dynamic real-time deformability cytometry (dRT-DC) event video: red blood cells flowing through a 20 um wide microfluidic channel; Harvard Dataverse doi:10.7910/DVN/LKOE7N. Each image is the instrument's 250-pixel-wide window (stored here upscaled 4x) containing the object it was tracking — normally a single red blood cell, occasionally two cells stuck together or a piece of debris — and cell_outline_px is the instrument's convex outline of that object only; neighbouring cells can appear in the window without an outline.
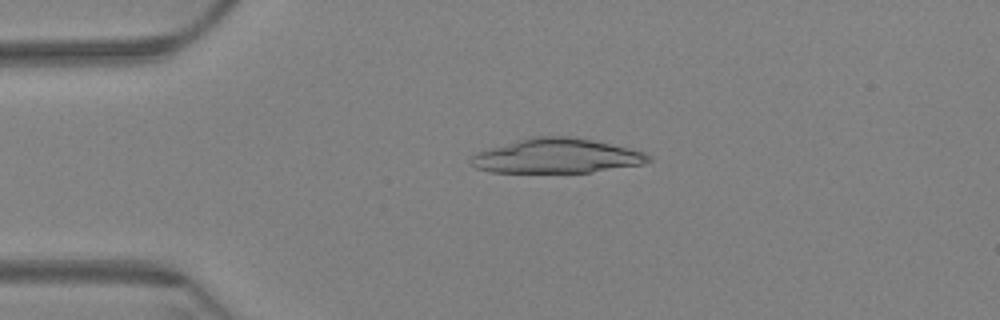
{"species": "Egyptian fruit bat (a non-hibernating species)", "species_latin": "Rousettus aegyptiacus", "temperature_condition": "warm", "stored_images_in_passage": 61, "camera_frame_rate_fps": 3000, "um_per_image_px": 0.085, "animal": {"sex": "female"}, "frame": {"image": 1, "passage_image": 14, "time_ms": 4.333, "image_size_px": [1000, 320], "cell_outline_px": [[652, 160], [644, 164], [592, 172], [492, 172], [476, 168], [468, 160], [472, 156], [480, 152], [492, 148], [532, 136], [572, 136], [592, 140], [628, 148], [644, 152], [652, 156]], "centroid_in_image_um": [47.37, 13.26], "position_along_channel_um": 37.6, "area_um2": 35.43}}
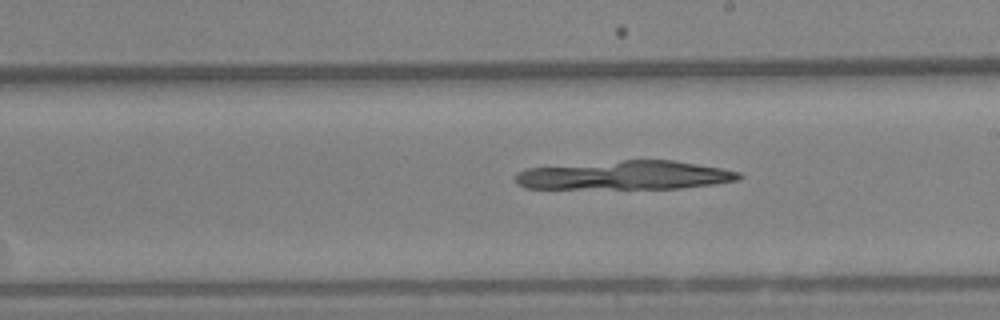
{"frame": {"image": 2, "passage_image": 35, "time_ms": 11.333, "image_size_px": [1000, 320], "cell_outline_px": [[744, 176], [740, 180], [712, 184], [680, 188], [524, 188], [516, 180], [516, 176], [520, 172], [528, 168], [624, 160], [672, 160], [720, 168], [740, 172]], "centroid_in_image_um": [53.2, 14.9], "position_along_channel_um": 235.8, "area_um2": 36.93}}
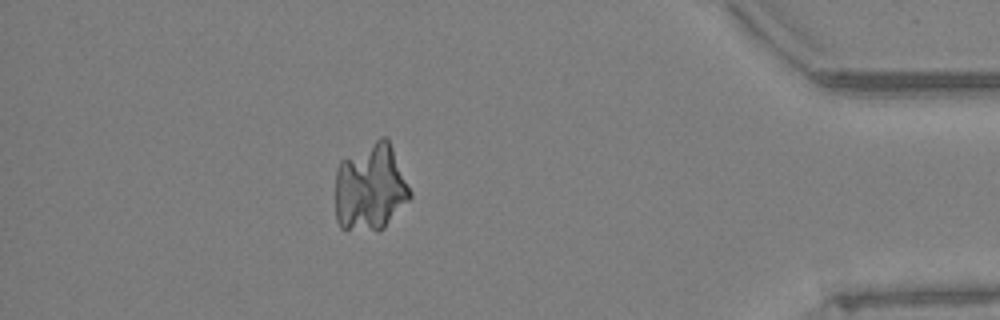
{"frame": {"image": 3, "passage_image": 54, "time_ms": 17.667, "image_size_px": [1000, 320], "cell_outline_px": [[412, 196], [384, 228], [380, 232], [376, 232], [340, 228], [336, 220], [336, 168], [340, 160], [380, 136], [384, 136], [388, 140], [392, 148], [412, 192]], "centroid_in_image_um": [31.47, 15.94], "position_along_channel_um": 403.7, "area_um2": 38.38}}